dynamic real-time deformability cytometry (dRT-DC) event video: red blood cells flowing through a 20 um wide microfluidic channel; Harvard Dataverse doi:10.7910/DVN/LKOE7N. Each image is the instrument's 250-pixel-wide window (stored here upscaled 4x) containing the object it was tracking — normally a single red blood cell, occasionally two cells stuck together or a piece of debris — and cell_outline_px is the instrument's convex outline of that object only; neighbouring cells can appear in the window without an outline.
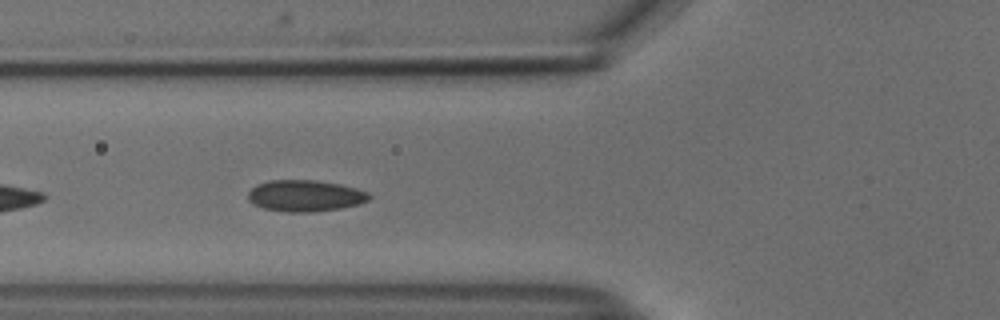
{"species": "common noctule bat (a hibernating species)", "species_latin": "Nyctalus noctula", "temperature_condition": "cold", "stored_images_in_passage": 14, "camera_frame_rate_fps": 3000, "um_per_image_px": 0.085, "animal": {"sex": "male", "body_mass_g": 18.8}, "frame": {"image": 1, "passage_image": 5, "time_ms": 1.333, "image_size_px": [1000, 320], "cell_outline_px": [[372, 196], [368, 200], [360, 204], [340, 208], [308, 212], [288, 212], [264, 208], [248, 200], [248, 192], [256, 184], [272, 180], [316, 180], [340, 184], [356, 188], [368, 192]], "centroid_in_image_um": [25.96, 16.63], "position_along_channel_um": 99.8, "area_um2": 22.08}}
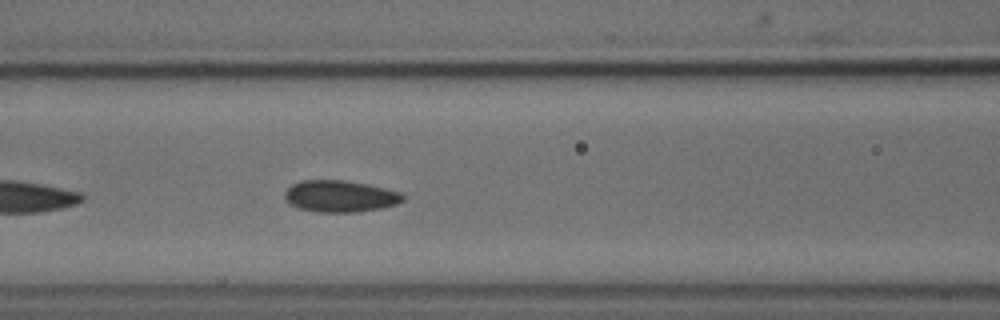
{"frame": {"image": 2, "passage_image": 8, "time_ms": 2.333, "image_size_px": [1000, 320], "cell_outline_px": [[404, 200], [396, 204], [380, 208], [356, 212], [316, 212], [300, 208], [284, 200], [284, 192], [292, 184], [300, 180], [344, 180], [368, 184], [400, 192], [404, 196]], "centroid_in_image_um": [28.88, 16.67], "position_along_channel_um": 137.7, "area_um2": 21.79}}
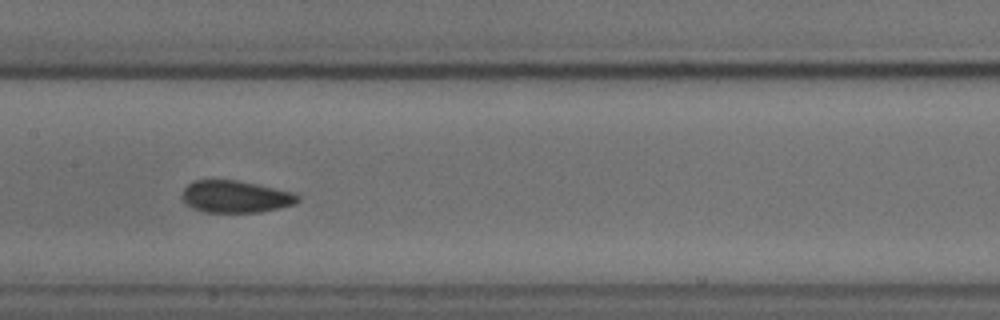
{"frame": {"image": 3, "passage_image": 12, "time_ms": 3.667, "image_size_px": [1000, 320], "cell_outline_px": [[300, 200], [296, 204], [280, 208], [260, 212], [204, 212], [192, 208], [180, 196], [184, 188], [192, 180], [236, 180], [256, 184], [292, 192], [300, 196]], "centroid_in_image_um": [20.02, 16.72], "position_along_channel_um": 187.4, "area_um2": 21.68}}